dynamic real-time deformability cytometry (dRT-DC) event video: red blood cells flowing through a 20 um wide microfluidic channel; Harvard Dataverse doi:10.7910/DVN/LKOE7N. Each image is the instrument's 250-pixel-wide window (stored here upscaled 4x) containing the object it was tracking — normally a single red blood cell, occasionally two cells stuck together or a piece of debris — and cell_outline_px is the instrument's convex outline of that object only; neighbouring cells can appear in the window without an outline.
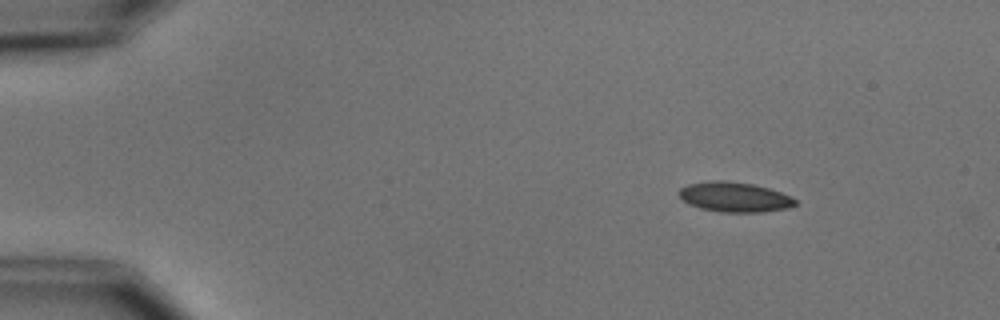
{"species": "common noctule bat (a hibernating species)", "species_latin": "Nyctalus noctula", "temperature_condition": "cold", "stored_images_in_passage": 9, "camera_frame_rate_fps": 3000, "um_per_image_px": 0.085, "animal": {"sex": "male", "body_mass_g": 15.6}, "frame": {"image": 1, "passage_image": 1, "time_ms": 0.0, "image_size_px": [1000, 320], "cell_outline_px": [[796, 204], [788, 208], [760, 212], [720, 212], [700, 208], [688, 204], [676, 192], [680, 188], [688, 184], [712, 180], [724, 180], [752, 184], [768, 188], [792, 196], [796, 200]], "centroid_in_image_um": [62.41, 16.74], "position_along_channel_um": 22.6, "area_um2": 20.29}}
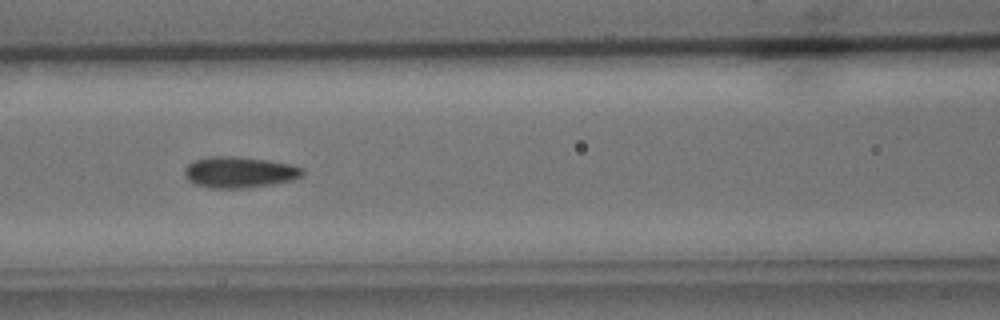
{"frame": {"image": 2, "passage_image": 6, "time_ms": 5.667, "image_size_px": [1000, 320], "cell_outline_px": [[304, 172], [300, 176], [292, 180], [272, 184], [240, 188], [212, 188], [196, 184], [188, 180], [184, 176], [184, 168], [192, 160], [212, 156], [236, 156], [268, 160], [292, 164], [304, 168]], "centroid_in_image_um": [20.33, 14.62], "position_along_channel_um": 146.3, "area_um2": 21.44}}
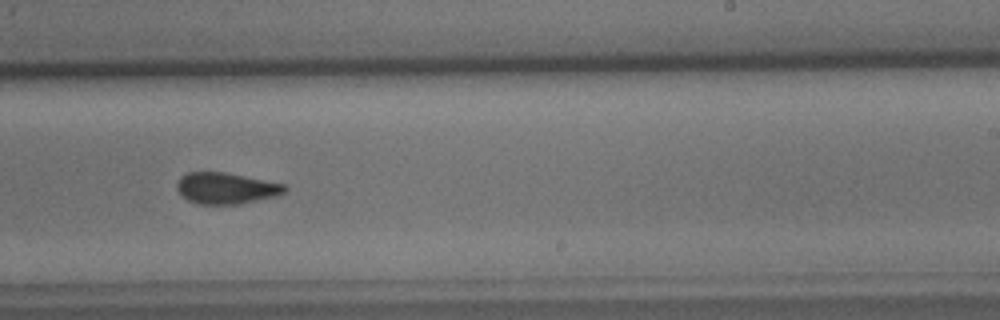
{"frame": {"image": 3, "passage_image": 9, "time_ms": 9.0, "image_size_px": [1000, 320], "cell_outline_px": [[288, 188], [284, 192], [276, 196], [240, 204], [200, 204], [188, 200], [176, 188], [176, 184], [180, 176], [188, 172], [224, 172], [284, 184]], "centroid_in_image_um": [19.2, 16.0], "position_along_channel_um": 269.8, "area_um2": 19.48}}